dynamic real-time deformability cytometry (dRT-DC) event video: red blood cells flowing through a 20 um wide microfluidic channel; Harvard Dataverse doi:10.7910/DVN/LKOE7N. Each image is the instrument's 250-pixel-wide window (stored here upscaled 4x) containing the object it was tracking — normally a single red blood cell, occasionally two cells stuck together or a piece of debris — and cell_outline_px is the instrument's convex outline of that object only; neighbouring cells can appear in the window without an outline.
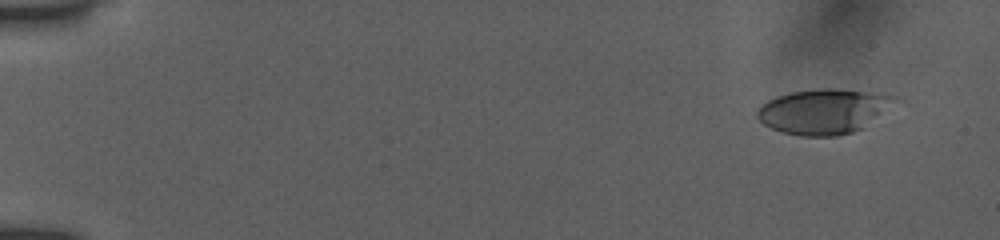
{"species": "human", "species_latin": "Homo sapiens", "temperature_condition": "room temperature", "stored_images_in_passage": 53, "camera_frame_rate_fps": 3000, "um_per_image_px": 0.085, "donor": {"sex": "female"}, "frame": {"image": 1, "passage_image": 4, "time_ms": 1.0, "image_size_px": [1000, 240], "cell_outline_px": [[904, 100], [864, 128], [852, 132], [836, 136], [800, 136], [784, 132], [772, 128], [764, 124], [756, 116], [756, 112], [768, 100], [776, 96], [792, 92], [820, 88], [836, 88], [900, 96]], "centroid_in_image_um": [70.14, 9.45], "position_along_channel_um": 14.9, "area_um2": 36.59}}
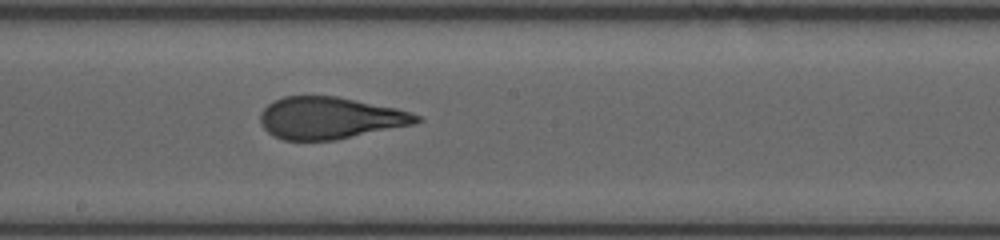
{"frame": {"image": 2, "passage_image": 31, "time_ms": 10.0, "image_size_px": [1000, 240], "cell_outline_px": [[424, 120], [412, 124], [336, 140], [284, 140], [272, 136], [260, 124], [260, 112], [272, 100], [284, 96], [336, 96], [396, 108], [420, 116]], "centroid_in_image_um": [27.99, 10.03], "position_along_channel_um": 220.2, "area_um2": 38.09}}
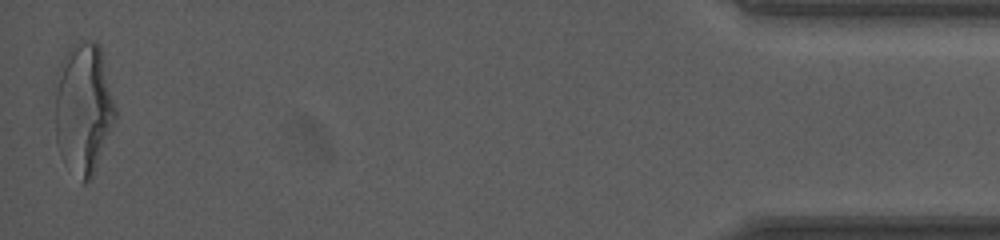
{"frame": {"image": 3, "passage_image": 53, "time_ms": 17.333, "image_size_px": [1000, 240], "cell_outline_px": [[116, 116], [92, 176], [84, 184], [60, 156], [56, 144], [56, 72], [68, 48], [72, 44], [84, 40], [92, 40], [100, 44], [116, 108]], "centroid_in_image_um": [7.08, 9.14], "position_along_channel_um": 428.1, "area_um2": 45.84}, "authors_computed_cell_mechanics": {"area_um2": 38.2058, "velocity_mm_per_s": 3.9285, "shape_relaxation_time_tau1_ms": 5.4787, "shape_relaxation_time_tau2_ms": 0.9005, "deformation_change_tau1": 0.2222, "deformation_change_tau2": 0.0975}}